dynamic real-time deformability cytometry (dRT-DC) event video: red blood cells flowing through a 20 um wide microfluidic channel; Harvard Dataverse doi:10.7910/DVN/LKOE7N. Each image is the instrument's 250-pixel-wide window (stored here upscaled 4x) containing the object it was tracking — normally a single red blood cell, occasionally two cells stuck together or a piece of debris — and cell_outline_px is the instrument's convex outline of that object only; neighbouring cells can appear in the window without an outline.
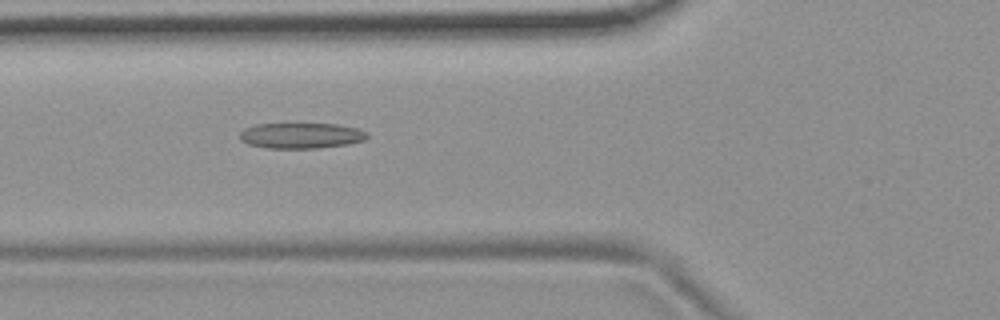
{"species": "common noctule bat (a hibernating species)", "species_latin": "Nyctalus noctula", "temperature_condition": "room temperature", "stored_images_in_passage": 41, "camera_frame_rate_fps": 3000, "um_per_image_px": 0.085, "animal": {"sex": "female", "body_mass_g": 19.9}, "frame": {"image": 1, "passage_image": 7, "time_ms": 2.0, "image_size_px": [1000, 320], "cell_outline_px": [[368, 136], [364, 140], [348, 144], [316, 148], [268, 148], [248, 144], [240, 140], [240, 132], [244, 128], [256, 124], [336, 124], [356, 128], [368, 132]], "centroid_in_image_um": [25.58, 11.52], "position_along_channel_um": 100.2, "area_um2": 18.96}}
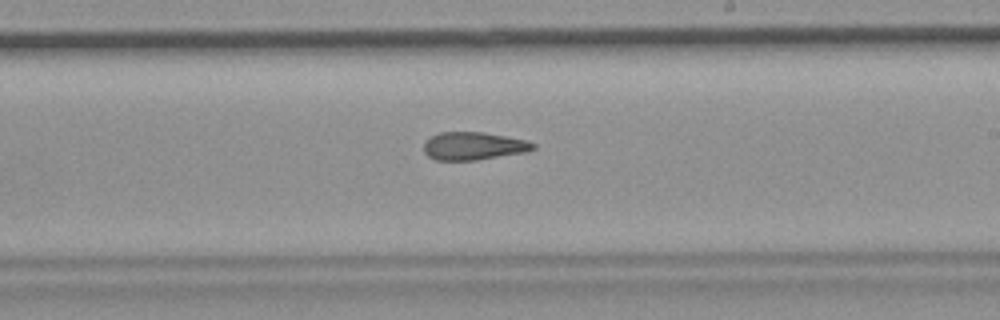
{"frame": {"image": 2, "passage_image": 19, "time_ms": 6.0, "image_size_px": [1000, 320], "cell_outline_px": [[536, 148], [528, 152], [476, 160], [436, 160], [428, 156], [424, 152], [424, 140], [440, 132], [484, 132], [524, 140], [536, 144]], "centroid_in_image_um": [40.24, 12.41], "position_along_channel_um": 248.8, "area_um2": 17.8}}
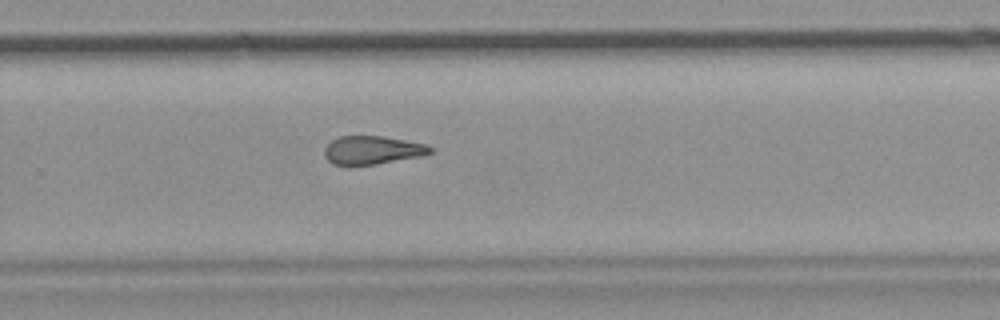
{"frame": {"image": 3, "passage_image": 23, "time_ms": 7.333, "image_size_px": [1000, 320], "cell_outline_px": [[432, 152], [420, 156], [376, 164], [332, 164], [324, 156], [324, 148], [332, 140], [340, 136], [384, 136], [424, 144], [432, 148]], "centroid_in_image_um": [31.62, 12.75], "position_along_channel_um": 298.2, "area_um2": 17.17}, "authors_computed_cell_mechanics": {"area_um2": 18.5538, "velocity_mm_per_s": 3.7183, "shape_relaxation_time_tau1_ms": null, "shape_relaxation_time_tau2_ms": 5.9516, "deformation_change_tau1": null, "deformation_change_tau2": 0.1816}}